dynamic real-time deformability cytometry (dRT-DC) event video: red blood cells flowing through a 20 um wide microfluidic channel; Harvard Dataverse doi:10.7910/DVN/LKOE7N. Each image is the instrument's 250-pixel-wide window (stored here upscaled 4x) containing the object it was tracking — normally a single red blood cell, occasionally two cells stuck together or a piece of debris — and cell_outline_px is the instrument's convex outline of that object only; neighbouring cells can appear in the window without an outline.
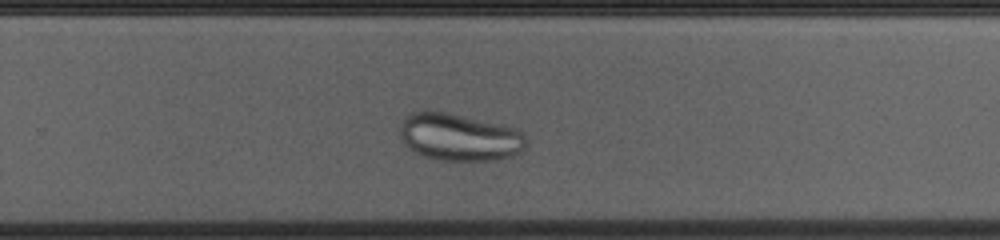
{"species": "common noctule bat (a hibernating species)", "species_latin": "Nyctalus noctula", "temperature_condition": "cold", "stored_images_in_passage": 37, "camera_frame_rate_fps": 3000, "um_per_image_px": 0.085, "animal": {"sex": "female", "body_mass_g": 23.0, "forearm_length_mm": 53.4}, "frame": {"image": 1, "passage_image": 27, "time_ms": 8.667, "image_size_px": [1000, 240], "cell_outline_px": [[528, 140], [524, 148], [520, 152], [512, 156], [496, 160], [440, 160], [424, 156], [408, 148], [404, 144], [400, 136], [400, 124], [404, 116], [412, 112], [424, 108], [428, 108], [448, 112], [500, 124], [516, 128]], "centroid_in_image_um": [38.99, 11.62], "position_along_channel_um": 290.8, "area_um2": 35.37}}